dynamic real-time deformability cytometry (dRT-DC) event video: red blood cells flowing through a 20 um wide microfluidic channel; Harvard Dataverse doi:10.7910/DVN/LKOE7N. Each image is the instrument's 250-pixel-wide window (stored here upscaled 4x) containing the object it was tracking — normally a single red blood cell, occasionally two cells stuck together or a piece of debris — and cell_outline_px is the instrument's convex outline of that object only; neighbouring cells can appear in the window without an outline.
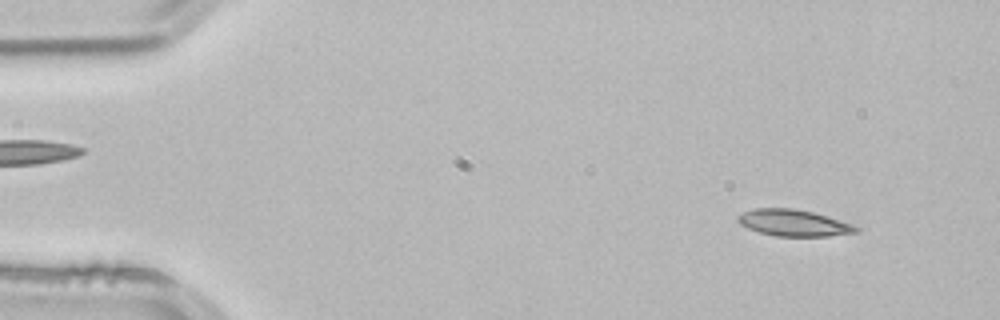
{"species": "common noctule bat (a hibernating species)", "species_latin": "Nyctalus noctula", "temperature_condition": "room temperature", "stored_images_in_passage": 3, "segment_of_instrument_passage": [2, 2], "camera_frame_rate_fps": 3000, "um_per_image_px": 0.085, "animal": {"sex": "male", "body_mass_g": 21.5, "forearm_length_mm": 52.0}, "frame": {"image": 1, "passage_image": 3, "time_ms": 0.667, "image_size_px": [1000, 320], "cell_outline_px": [[860, 232], [828, 236], [776, 236], [760, 232], [748, 228], [740, 224], [736, 220], [736, 216], [744, 212], [756, 208], [792, 208], [812, 212], [828, 216], [852, 224], [860, 228]], "centroid_in_image_um": [67.47, 18.94], "position_along_channel_um": 17.5, "area_um2": 18.26}}